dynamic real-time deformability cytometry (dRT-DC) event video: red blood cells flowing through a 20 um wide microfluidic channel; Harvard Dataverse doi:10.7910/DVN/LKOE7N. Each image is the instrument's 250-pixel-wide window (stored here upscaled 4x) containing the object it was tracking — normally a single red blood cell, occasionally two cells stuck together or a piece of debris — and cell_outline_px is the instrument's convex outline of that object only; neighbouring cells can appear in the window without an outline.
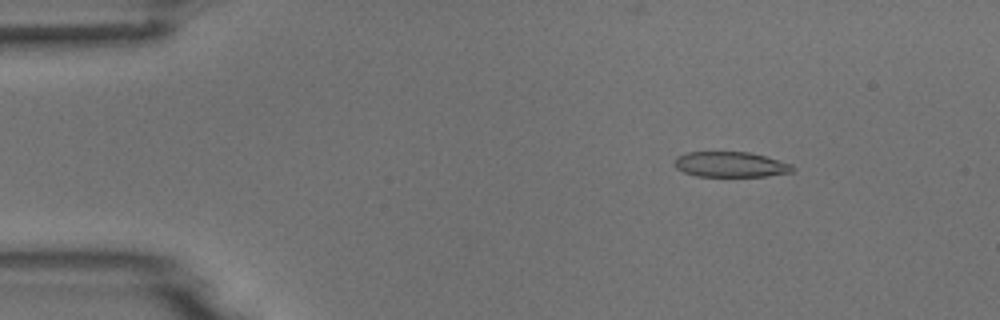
{"species": "common noctule bat (a hibernating species)", "species_latin": "Nyctalus noctula", "temperature_condition": "room temperature", "stored_images_in_passage": 54, "camera_frame_rate_fps": 3000, "um_per_image_px": 0.085, "animal": {"sex": "male", "body_mass_g": 18.8}, "frame": {"image": 1, "passage_image": 8, "time_ms": 2.333, "image_size_px": [1000, 320], "cell_outline_px": [[792, 172], [764, 176], [696, 176], [684, 172], [676, 168], [672, 164], [676, 156], [688, 152], [748, 152], [764, 156], [792, 164]], "centroid_in_image_um": [62.03, 13.98], "position_along_channel_um": 23.0, "area_um2": 17.34}}
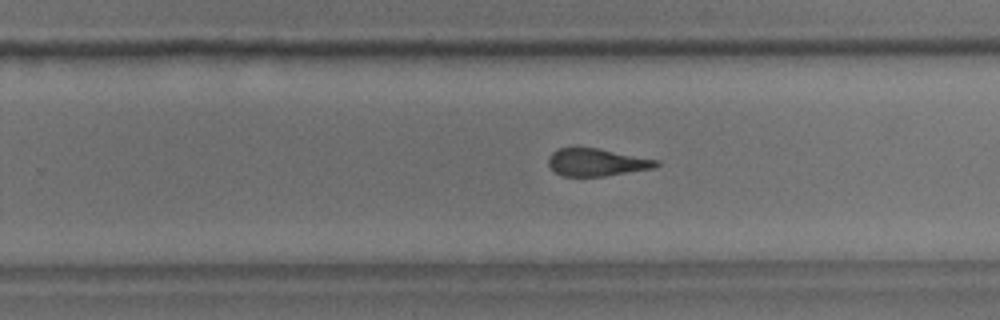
{"frame": {"image": 2, "passage_image": 34, "time_ms": 11.0, "image_size_px": [1000, 320], "cell_outline_px": [[660, 164], [656, 168], [604, 176], [564, 176], [556, 172], [548, 164], [548, 156], [556, 148], [596, 148], [660, 160]], "centroid_in_image_um": [50.74, 13.79], "position_along_channel_um": 279.1, "area_um2": 17.28}}
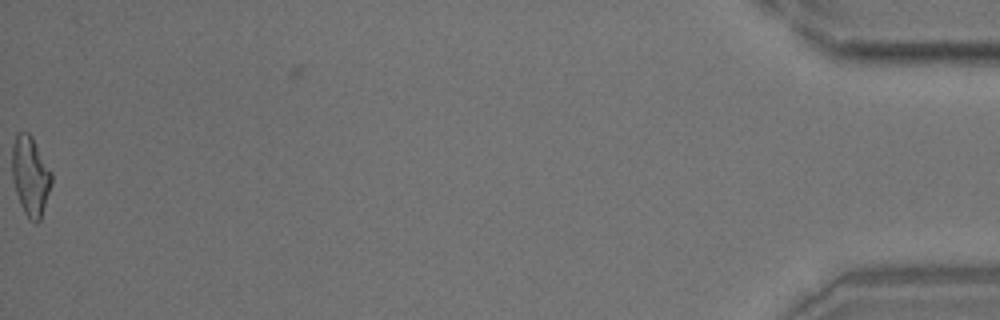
{"frame": {"image": 3, "passage_image": 54, "time_ms": 17.667, "image_size_px": [1000, 320], "cell_outline_px": [[52, 184], [40, 220], [36, 224], [24, 212], [20, 204], [16, 192], [12, 176], [12, 144], [16, 132], [28, 132], [32, 136], [52, 172]], "centroid_in_image_um": [2.59, 14.92], "position_along_channel_um": 432.6, "area_um2": 18.32}}